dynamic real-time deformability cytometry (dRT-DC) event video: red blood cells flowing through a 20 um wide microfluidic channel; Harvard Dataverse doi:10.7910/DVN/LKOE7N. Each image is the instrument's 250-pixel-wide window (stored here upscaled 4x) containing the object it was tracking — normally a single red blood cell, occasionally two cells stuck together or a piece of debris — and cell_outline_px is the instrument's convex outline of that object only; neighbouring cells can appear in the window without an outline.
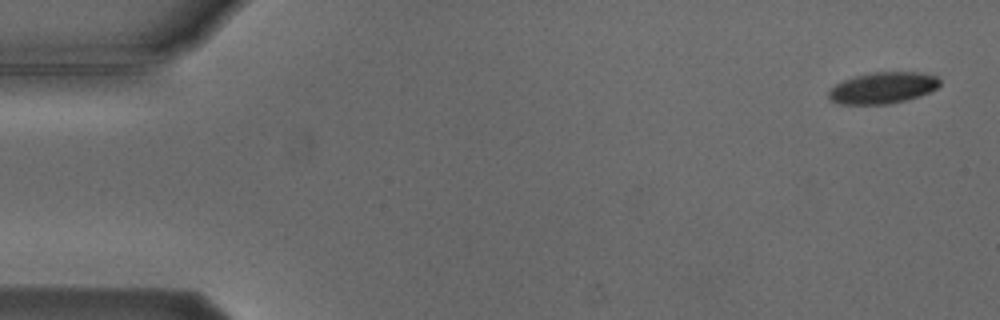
{"species": "Egyptian fruit bat (a non-hibernating species)", "species_latin": "Rousettus aegyptiacus", "temperature_condition": "cold", "stored_images_in_passage": 5, "camera_frame_rate_fps": 3000, "um_per_image_px": 0.085, "animal": {"sex": "male"}, "frame": {"image": 1, "passage_image": 1, "time_ms": 0.0, "image_size_px": [1000, 320], "cell_outline_px": [[940, 84], [936, 88], [928, 92], [904, 100], [888, 104], [840, 104], [832, 100], [828, 96], [828, 92], [836, 84], [844, 80], [856, 76], [872, 72], [920, 72], [936, 76], [940, 80]], "centroid_in_image_um": [75.03, 7.46], "position_along_channel_um": 10.0, "area_um2": 20.0}}
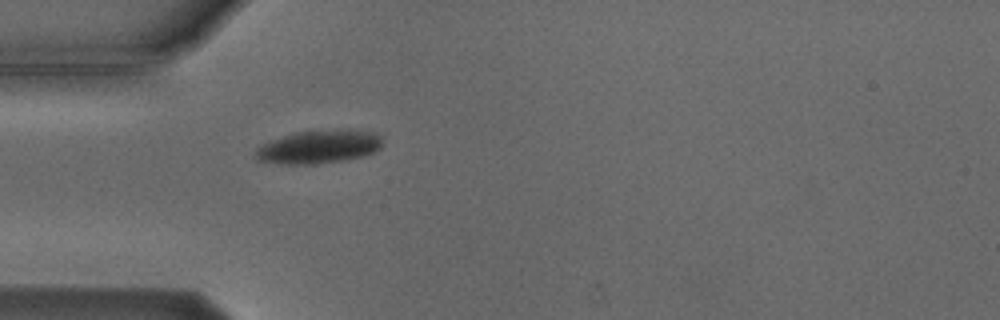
{"frame": {"image": 2, "passage_image": 5, "time_ms": 4.667, "image_size_px": [1000, 320], "cell_outline_px": [[380, 148], [372, 152], [360, 156], [344, 160], [316, 164], [280, 164], [256, 160], [252, 156], [256, 148], [260, 144], [268, 140], [300, 132], [336, 128], [348, 128], [376, 132], [380, 136]], "centroid_in_image_um": [27.04, 12.46], "position_along_channel_um": 58.0, "area_um2": 25.03}}